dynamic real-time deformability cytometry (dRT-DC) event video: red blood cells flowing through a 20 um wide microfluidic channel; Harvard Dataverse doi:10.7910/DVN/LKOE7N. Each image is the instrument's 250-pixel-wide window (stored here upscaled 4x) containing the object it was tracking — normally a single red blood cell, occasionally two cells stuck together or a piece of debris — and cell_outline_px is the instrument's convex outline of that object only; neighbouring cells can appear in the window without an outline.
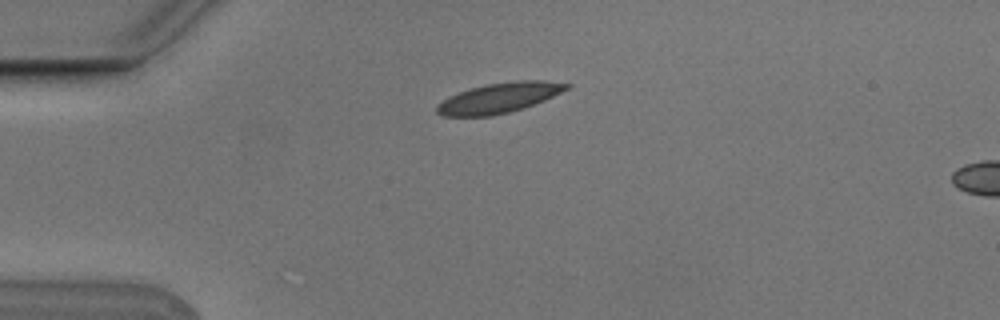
{"species": "Egyptian fruit bat (a non-hibernating species)", "species_latin": "Rousettus aegyptiacus", "temperature_condition": "cold", "stored_images_in_passage": 3, "segment_of_instrument_passage": [1, 2], "camera_frame_rate_fps": 3000, "um_per_image_px": 0.085, "animal": {"sex": "male"}, "frame": {"image": 1, "passage_image": 1, "time_ms": 0.0, "image_size_px": [1000, 320], "cell_outline_px": [[572, 88], [544, 100], [524, 108], [492, 116], [444, 116], [436, 112], [436, 104], [448, 96], [468, 88], [484, 84], [516, 80], [544, 80], [572, 84]], "centroid_in_image_um": [42.43, 8.3], "position_along_channel_um": 42.6, "area_um2": 23.12}}